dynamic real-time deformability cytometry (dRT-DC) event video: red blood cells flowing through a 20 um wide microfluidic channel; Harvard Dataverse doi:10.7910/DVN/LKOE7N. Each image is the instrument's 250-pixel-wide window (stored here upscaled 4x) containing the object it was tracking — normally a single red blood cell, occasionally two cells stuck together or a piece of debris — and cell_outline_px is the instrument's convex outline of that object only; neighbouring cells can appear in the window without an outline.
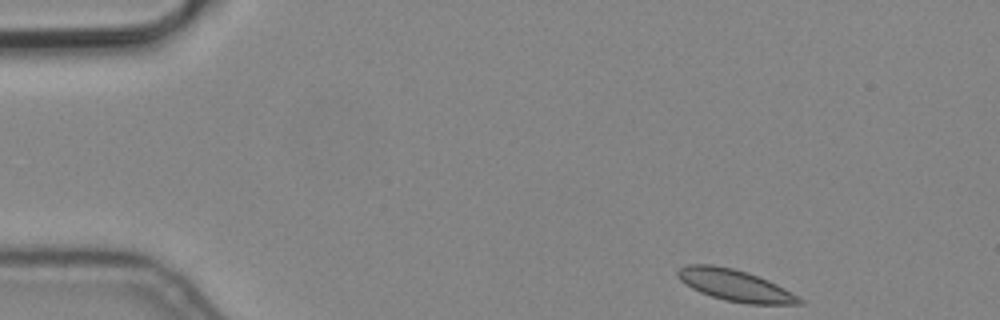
{"species": "common noctule bat (a hibernating species)", "species_latin": "Nyctalus noctula", "temperature_condition": "cold", "stored_images_in_passage": 11, "camera_frame_rate_fps": 3000, "um_per_image_px": 0.085, "animal": {"sex": "male", "body_mass_g": 19.2, "forearm_length_mm": 51.8}, "frame": {"image": 1, "passage_image": 1, "time_ms": 0.0, "image_size_px": [1000, 320], "cell_outline_px": [[804, 304], [748, 304], [724, 300], [700, 292], [684, 284], [676, 276], [676, 272], [680, 268], [688, 264], [712, 264], [732, 268], [748, 272], [768, 280], [784, 288], [804, 300]], "centroid_in_image_um": [62.46, 24.25], "position_along_channel_um": 22.5, "area_um2": 22.37}}
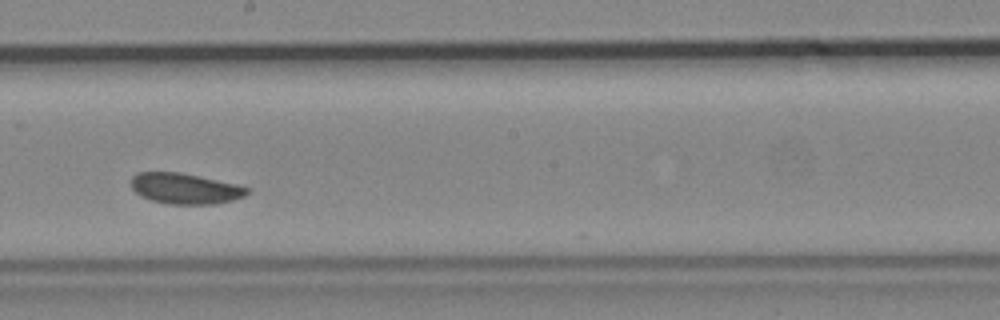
{"frame": {"image": 2, "passage_image": 7, "time_ms": 2.0, "image_size_px": [1000, 320], "cell_outline_px": [[248, 192], [244, 196], [232, 200], [216, 204], [168, 204], [152, 200], [140, 196], [132, 188], [132, 176], [140, 172], [180, 172], [236, 184], [248, 188]], "centroid_in_image_um": [15.72, 16.03], "position_along_channel_um": 232.5, "area_um2": 20.58}}
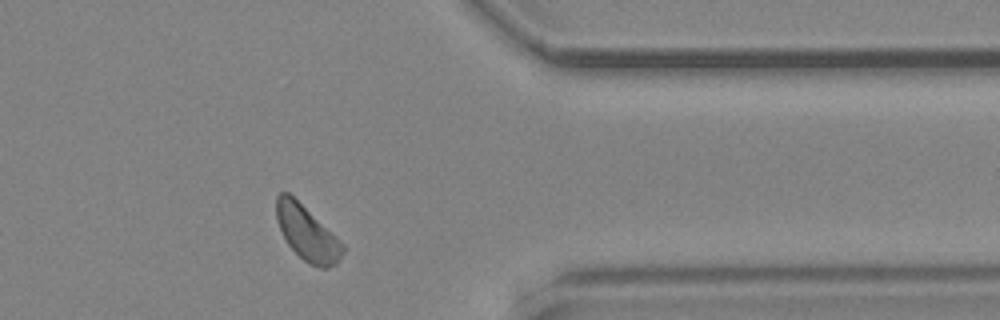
{"frame": {"image": 3, "passage_image": 11, "time_ms": 3.333, "image_size_px": [1000, 320], "cell_outline_px": [[344, 252], [336, 264], [328, 268], [320, 268], [304, 260], [288, 244], [276, 220], [276, 196], [280, 192], [288, 192], [344, 244]], "centroid_in_image_um": [26.1, 19.82], "position_along_channel_um": 385.3, "area_um2": 20.63}}